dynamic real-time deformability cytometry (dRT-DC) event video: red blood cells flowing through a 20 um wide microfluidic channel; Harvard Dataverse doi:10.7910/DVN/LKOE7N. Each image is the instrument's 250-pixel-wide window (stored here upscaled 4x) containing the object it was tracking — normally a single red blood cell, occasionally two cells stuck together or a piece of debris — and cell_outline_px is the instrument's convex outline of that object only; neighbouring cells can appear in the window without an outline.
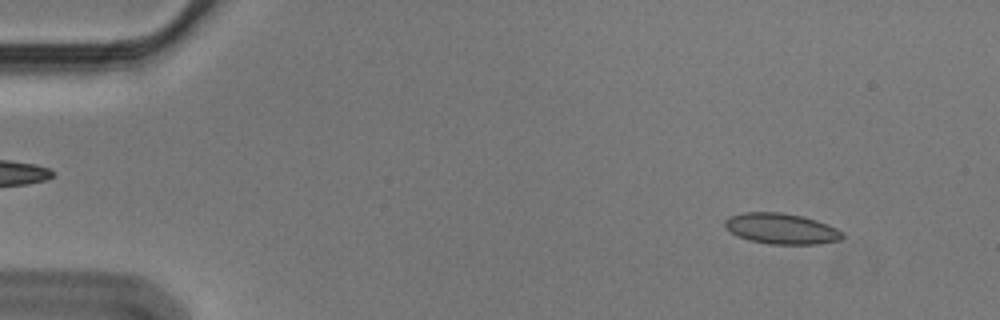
{"species": "Egyptian fruit bat (a non-hibernating species)", "species_latin": "Rousettus aegyptiacus", "temperature_condition": "cold", "stored_images_in_passage": 55, "camera_frame_rate_fps": 3000, "um_per_image_px": 0.085, "animal": {"sex": "male"}, "frame": {"image": 1, "passage_image": 5, "time_ms": 1.333, "image_size_px": [1000, 320], "cell_outline_px": [[844, 236], [840, 240], [816, 244], [768, 244], [748, 240], [736, 236], [724, 228], [724, 220], [728, 216], [744, 212], [780, 212], [800, 216], [816, 220], [828, 224], [844, 232]], "centroid_in_image_um": [66.37, 19.44], "position_along_channel_um": 18.6, "area_um2": 21.27}}
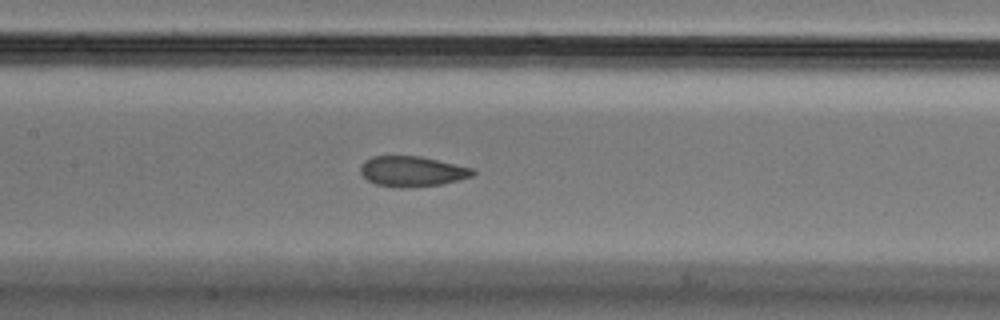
{"frame": {"image": 2, "passage_image": 26, "time_ms": 8.333, "image_size_px": [1000, 320], "cell_outline_px": [[476, 172], [472, 176], [440, 184], [408, 188], [400, 188], [376, 184], [368, 180], [360, 172], [360, 168], [364, 160], [372, 156], [420, 156], [476, 168]], "centroid_in_image_um": [35.04, 14.56], "position_along_channel_um": 172.4, "area_um2": 19.94}}
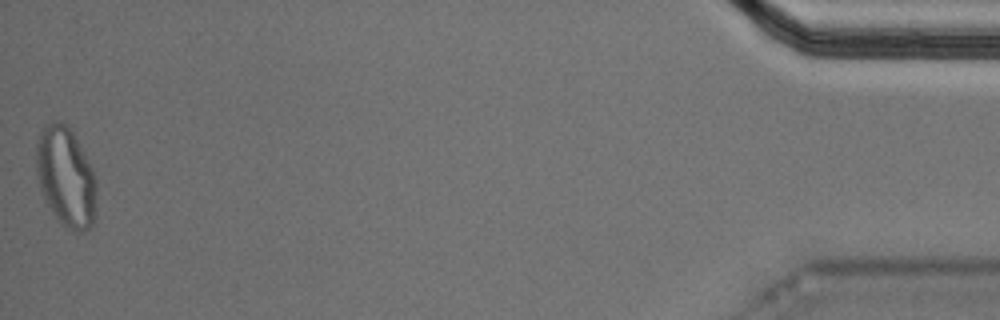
{"frame": {"image": 3, "passage_image": 55, "time_ms": 18.0, "image_size_px": [1000, 320], "cell_outline_px": [[96, 216], [92, 228], [84, 232], [72, 232], [60, 224], [44, 200], [36, 176], [36, 144], [40, 132], [48, 124], [56, 120], [64, 124], [72, 132], [92, 168], [96, 180]], "centroid_in_image_um": [5.6, 15.13], "position_along_channel_um": 429.6, "area_um2": 35.37}, "authors_computed_cell_mechanics": {"area_um2": 20.7502, "velocity_mm_per_s": 3.5834, "shape_relaxation_time_tau1_ms": null, "shape_relaxation_time_tau2_ms": 1.7582, "deformation_change_tau1": null, "deformation_change_tau2": 0.0716}}